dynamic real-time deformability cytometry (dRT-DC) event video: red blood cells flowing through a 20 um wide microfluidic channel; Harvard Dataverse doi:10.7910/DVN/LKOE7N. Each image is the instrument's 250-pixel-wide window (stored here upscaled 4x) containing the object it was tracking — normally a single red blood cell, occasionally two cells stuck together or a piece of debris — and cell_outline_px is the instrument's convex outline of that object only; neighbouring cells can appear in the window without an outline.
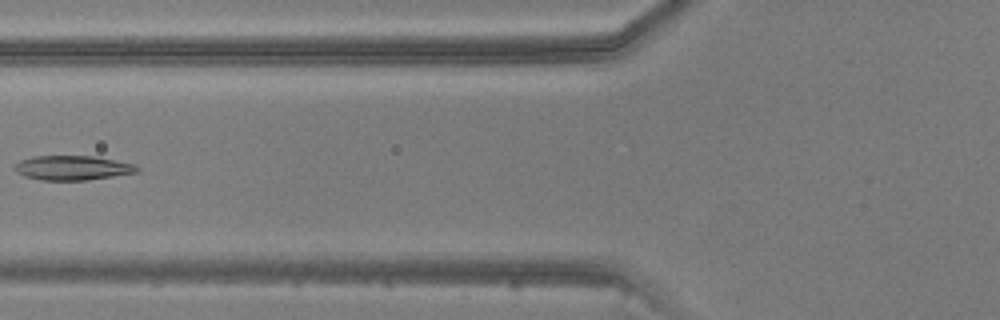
{"species": "common noctule bat (a hibernating species)", "species_latin": "Nyctalus noctula", "temperature_condition": "warm", "stored_images_in_passage": 5, "camera_frame_rate_fps": 3000, "um_per_image_px": 0.085, "animal": {"sex": "male", "body_mass_g": 20.5, "forearm_length_mm": 52.5}, "frame": {"image": 1, "passage_image": 5, "time_ms": 5.667, "image_size_px": [1000, 320], "cell_outline_px": [[140, 172], [88, 180], [40, 180], [24, 176], [16, 172], [16, 164], [20, 160], [32, 156], [92, 156], [136, 164], [140, 168]], "centroid_in_image_um": [6.2, 14.27], "position_along_channel_um": 119.6, "area_um2": 17.51}}